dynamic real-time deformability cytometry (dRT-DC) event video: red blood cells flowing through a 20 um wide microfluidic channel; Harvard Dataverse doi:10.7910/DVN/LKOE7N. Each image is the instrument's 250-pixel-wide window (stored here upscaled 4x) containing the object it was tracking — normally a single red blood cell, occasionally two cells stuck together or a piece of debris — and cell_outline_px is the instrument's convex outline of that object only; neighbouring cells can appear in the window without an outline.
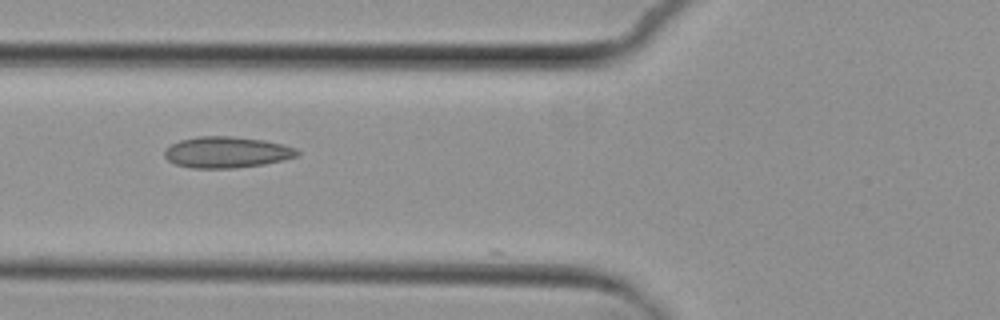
{"species": "common noctule bat (a hibernating species)", "species_latin": "Nyctalus noctula", "temperature_condition": "cold", "stored_images_in_passage": 4, "camera_frame_rate_fps": 3000, "um_per_image_px": 0.085, "animal": {"sex": "female", "body_mass_g": 29.2, "forearm_length_mm": 56.3}, "frame": {"image": 1, "passage_image": 2, "time_ms": 1.333, "image_size_px": [1000, 320], "cell_outline_px": [[300, 152], [296, 156], [264, 164], [236, 168], [192, 168], [176, 164], [168, 160], [164, 156], [164, 148], [180, 140], [196, 136], [232, 136], [264, 140], [284, 144], [296, 148]], "centroid_in_image_um": [19.25, 12.93], "position_along_channel_um": 106.6, "area_um2": 24.16}}
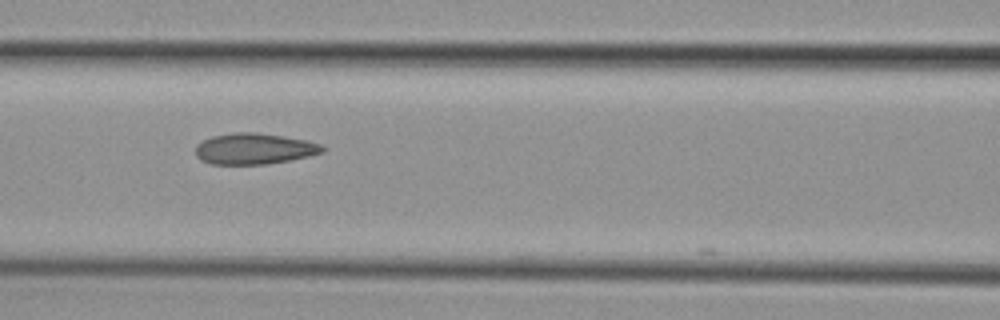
{"frame": {"image": 2, "passage_image": 3, "time_ms": 2.333, "image_size_px": [1000, 320], "cell_outline_px": [[324, 152], [308, 156], [268, 164], [212, 164], [200, 160], [196, 156], [196, 144], [212, 136], [236, 132], [256, 132], [284, 136], [308, 140], [320, 144], [324, 148]], "centroid_in_image_um": [21.6, 12.64], "position_along_channel_um": 145.0, "area_um2": 22.95}}